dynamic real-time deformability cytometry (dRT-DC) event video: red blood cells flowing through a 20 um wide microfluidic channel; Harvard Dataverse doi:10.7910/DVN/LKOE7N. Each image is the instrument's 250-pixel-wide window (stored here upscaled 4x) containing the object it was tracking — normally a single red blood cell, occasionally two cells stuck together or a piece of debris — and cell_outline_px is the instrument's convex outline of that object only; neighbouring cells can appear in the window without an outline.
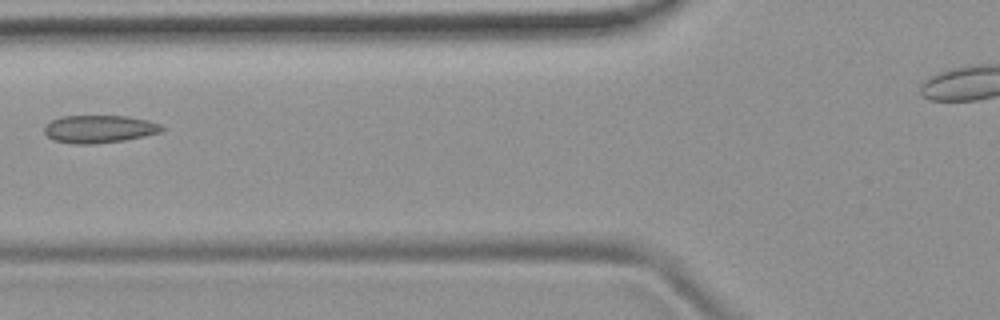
{"species": "common noctule bat (a hibernating species)", "species_latin": "Nyctalus noctula", "temperature_condition": "room temperature", "stored_images_in_passage": 2, "camera_frame_rate_fps": 3000, "um_per_image_px": 0.085, "animal": {"sex": "female", "body_mass_g": 19.9}, "frame": {"image": 1, "passage_image": 2, "time_ms": 0.333, "image_size_px": [1000, 320], "cell_outline_px": [[164, 128], [160, 132], [144, 136], [124, 140], [92, 144], [72, 144], [52, 140], [44, 132], [44, 124], [60, 116], [128, 116], [148, 120], [160, 124]], "centroid_in_image_um": [8.39, 10.96], "position_along_channel_um": 117.4, "area_um2": 19.07}}